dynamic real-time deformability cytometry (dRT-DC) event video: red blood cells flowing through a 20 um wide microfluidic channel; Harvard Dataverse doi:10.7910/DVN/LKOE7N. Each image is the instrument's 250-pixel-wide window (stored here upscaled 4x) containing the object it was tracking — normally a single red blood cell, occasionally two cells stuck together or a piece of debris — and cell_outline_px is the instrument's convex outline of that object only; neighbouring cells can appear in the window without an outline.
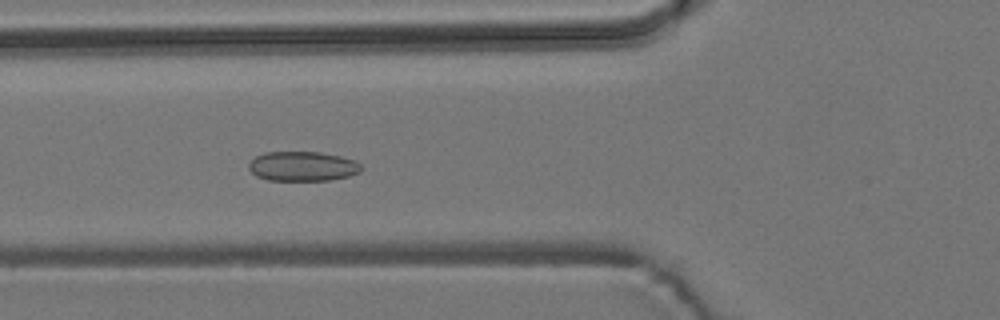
{"species": "common noctule bat (a hibernating species)", "species_latin": "Nyctalus noctula", "temperature_condition": "room temperature", "stored_images_in_passage": 55, "camera_frame_rate_fps": 3000, "um_per_image_px": 0.085, "animal": {"sex": "male", "body_mass_g": 19.2, "forearm_length_mm": 51.8}, "frame": {"image": 1, "passage_image": 20, "time_ms": 6.333, "image_size_px": [1000, 320], "cell_outline_px": [[364, 168], [360, 172], [348, 176], [332, 180], [268, 180], [256, 176], [248, 168], [248, 164], [256, 156], [264, 152], [320, 152], [340, 156], [356, 160]], "centroid_in_image_um": [25.74, 14.13], "position_along_channel_um": 100.1, "area_um2": 19.54}}
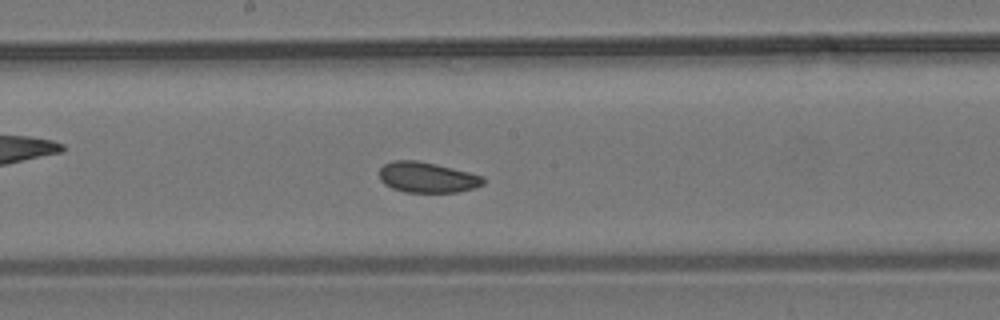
{"frame": {"image": 2, "passage_image": 29, "time_ms": 9.333, "image_size_px": [1000, 320], "cell_outline_px": [[484, 184], [476, 188], [456, 192], [404, 192], [392, 188], [384, 184], [380, 180], [380, 168], [384, 164], [392, 160], [416, 160], [436, 164], [484, 176]], "centroid_in_image_um": [36.31, 15.08], "position_along_channel_um": 211.9, "area_um2": 18.55}}
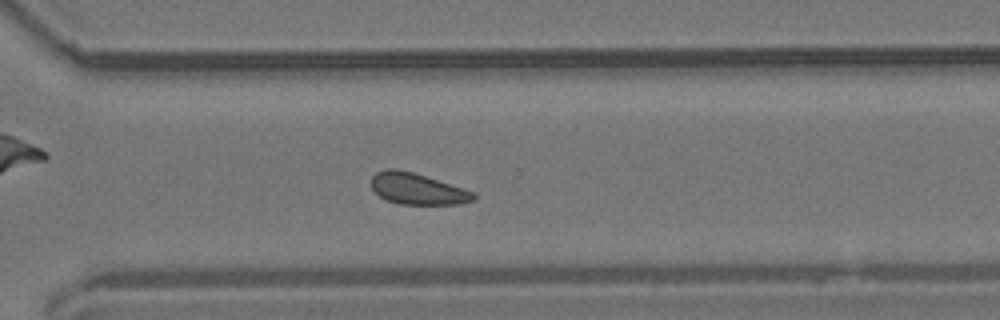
{"frame": {"image": 3, "passage_image": 39, "time_ms": 12.667, "image_size_px": [1000, 320], "cell_outline_px": [[476, 200], [460, 204], [400, 204], [388, 200], [380, 196], [372, 188], [372, 176], [376, 172], [388, 168], [396, 168], [412, 172], [476, 192]], "centroid_in_image_um": [35.51, 16.05], "position_along_channel_um": 335.1, "area_um2": 18.55}}